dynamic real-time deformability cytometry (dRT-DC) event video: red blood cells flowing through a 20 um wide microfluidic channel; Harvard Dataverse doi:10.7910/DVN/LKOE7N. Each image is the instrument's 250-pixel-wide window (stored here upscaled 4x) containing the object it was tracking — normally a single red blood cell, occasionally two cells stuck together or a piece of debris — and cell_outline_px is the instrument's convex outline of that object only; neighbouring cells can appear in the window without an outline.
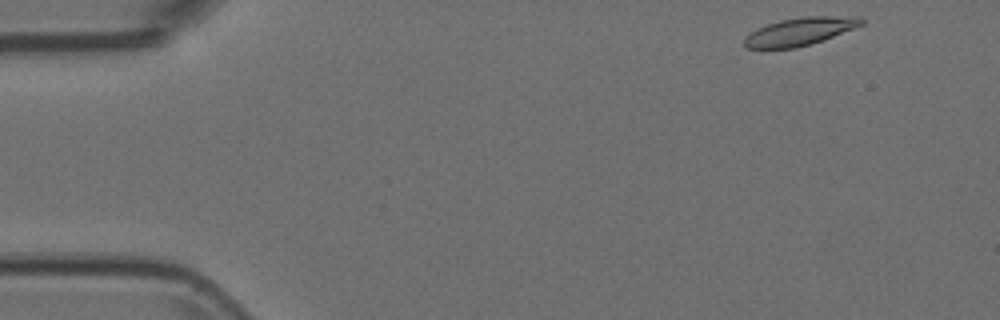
{"species": "Egyptian fruit bat (a non-hibernating species)", "species_latin": "Rousettus aegyptiacus", "temperature_condition": "room temperature", "stored_images_in_passage": 50, "camera_frame_rate_fps": 3000, "um_per_image_px": 0.085, "animal": {"sex": "female"}, "frame": {"image": 1, "passage_image": 1, "time_ms": 0.0, "image_size_px": [1000, 320], "cell_outline_px": [[864, 24], [824, 40], [812, 44], [796, 48], [744, 48], [744, 40], [752, 32], [768, 24], [780, 20], [804, 16], [860, 16], [864, 20]], "centroid_in_image_um": [68.06, 2.67], "position_along_channel_um": 16.9, "area_um2": 18.9}}
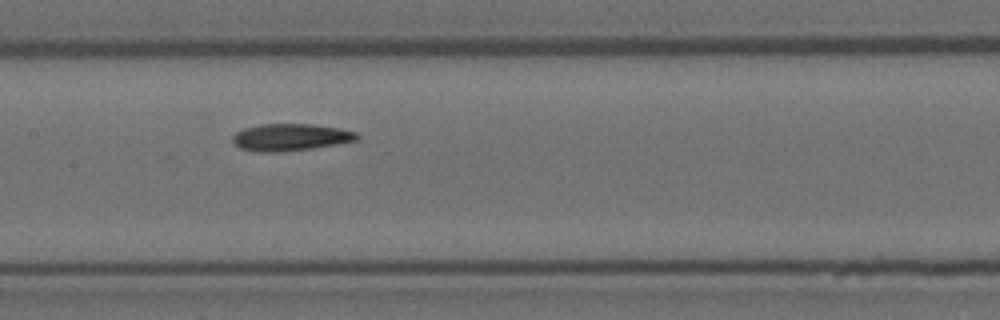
{"frame": {"image": 2, "passage_image": 22, "time_ms": 7.0, "image_size_px": [1000, 320], "cell_outline_px": [[360, 136], [356, 140], [336, 144], [312, 148], [284, 152], [260, 152], [240, 148], [232, 140], [232, 136], [236, 132], [244, 128], [260, 124], [312, 124], [340, 128], [356, 132]], "centroid_in_image_um": [24.68, 11.66], "position_along_channel_um": 182.7, "area_um2": 19.59}}
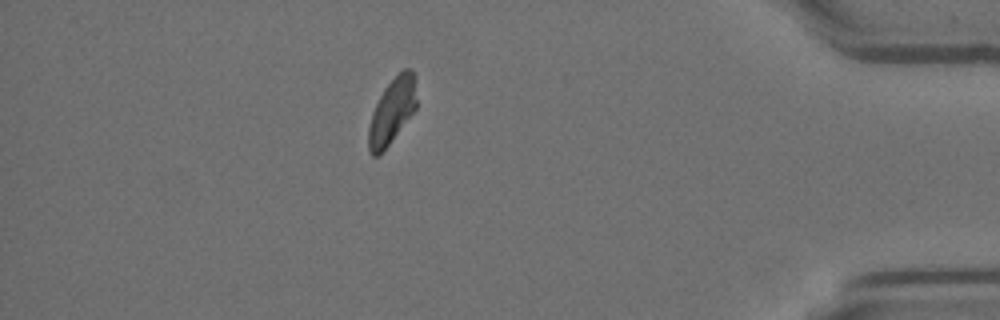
{"frame": {"image": 3, "passage_image": 43, "time_ms": 14.0, "image_size_px": [1000, 320], "cell_outline_px": [[416, 108], [388, 144], [376, 156], [372, 156], [368, 152], [368, 128], [372, 112], [384, 88], [404, 68], [408, 68], [412, 72], [416, 100]], "centroid_in_image_um": [33.28, 9.46], "position_along_channel_um": 401.9, "area_um2": 17.57}}